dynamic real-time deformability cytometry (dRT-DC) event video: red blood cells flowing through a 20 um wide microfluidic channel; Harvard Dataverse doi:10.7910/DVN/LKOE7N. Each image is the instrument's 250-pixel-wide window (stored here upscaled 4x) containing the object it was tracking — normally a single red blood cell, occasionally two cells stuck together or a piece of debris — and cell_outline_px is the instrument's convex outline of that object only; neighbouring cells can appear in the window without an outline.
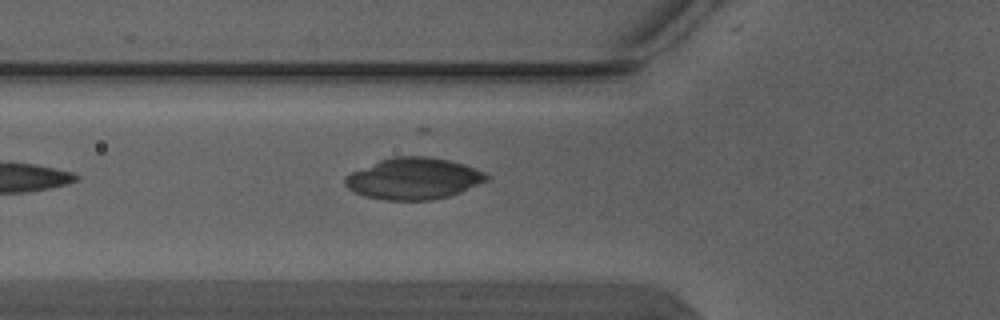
{"species": "Egyptian fruit bat (a non-hibernating species)", "species_latin": "Rousettus aegyptiacus", "temperature_condition": "warm", "stored_images_in_passage": 5, "camera_frame_rate_fps": 3000, "um_per_image_px": 0.085, "animal": {"sex": "male"}, "frame": {"image": 1, "passage_image": 5, "time_ms": 1.333, "image_size_px": [1000, 320], "cell_outline_px": [[488, 180], [460, 192], [448, 196], [432, 200], [388, 200], [364, 196], [348, 188], [344, 184], [344, 176], [352, 172], [380, 160], [392, 156], [428, 156], [448, 160], [464, 164], [476, 168], [484, 172], [488, 176]], "centroid_in_image_um": [35.15, 15.17], "position_along_channel_um": 90.6, "area_um2": 34.1}}